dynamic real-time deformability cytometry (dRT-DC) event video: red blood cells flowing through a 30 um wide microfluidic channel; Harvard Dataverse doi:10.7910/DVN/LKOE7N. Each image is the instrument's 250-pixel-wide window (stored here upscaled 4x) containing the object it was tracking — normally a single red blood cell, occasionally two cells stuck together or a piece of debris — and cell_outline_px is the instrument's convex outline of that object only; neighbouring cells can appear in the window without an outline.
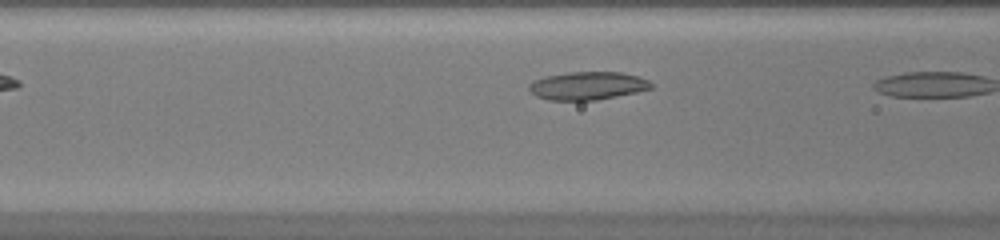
{"species": "common noctule bat (a hibernating species)", "species_latin": "Nyctalus noctula", "temperature_condition": "warm", "stored_images_in_passage": 6, "camera_frame_rate_fps": 3000, "um_per_image_px": 0.085, "animal": {"sex": "female", "body_mass_g": 20.0, "forearm_length_mm": 54.0}, "frame": {"image": 1, "passage_image": 5, "time_ms": 1.333, "image_size_px": [1000, 240], "cell_outline_px": [[652, 88], [636, 92], [596, 100], [548, 100], [536, 96], [528, 88], [528, 84], [532, 80], [544, 76], [572, 72], [620, 72], [636, 76], [648, 80], [652, 84]], "centroid_in_image_um": [49.9, 7.29], "position_along_channel_um": 116.7, "area_um2": 19.88}}